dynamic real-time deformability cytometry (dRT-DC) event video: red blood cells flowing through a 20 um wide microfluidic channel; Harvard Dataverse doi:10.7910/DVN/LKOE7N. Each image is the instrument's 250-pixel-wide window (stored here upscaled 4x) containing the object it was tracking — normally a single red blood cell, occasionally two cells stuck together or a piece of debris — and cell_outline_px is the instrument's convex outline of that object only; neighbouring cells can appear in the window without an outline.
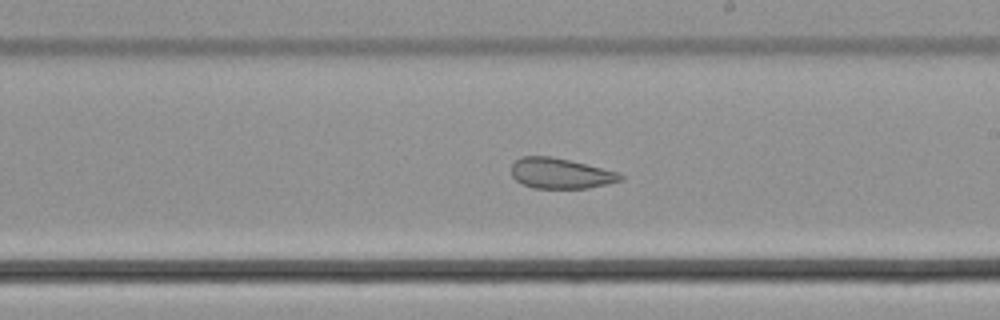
{"species": "common noctule bat (a hibernating species)", "species_latin": "Nyctalus noctula", "temperature_condition": "cold", "stored_images_in_passage": 38, "camera_frame_rate_fps": 3000, "um_per_image_px": 0.085, "animal": {"sex": "male", "body_mass_g": 21.5, "forearm_length_mm": 52.0}, "frame": {"image": 1, "passage_image": 27, "time_ms": 8.667, "image_size_px": [1000, 320], "cell_outline_px": [[624, 180], [608, 184], [588, 188], [532, 188], [516, 180], [512, 176], [512, 164], [520, 156], [552, 156], [616, 172], [624, 176]], "centroid_in_image_um": [47.63, 14.74], "position_along_channel_um": 241.4, "area_um2": 19.19}}